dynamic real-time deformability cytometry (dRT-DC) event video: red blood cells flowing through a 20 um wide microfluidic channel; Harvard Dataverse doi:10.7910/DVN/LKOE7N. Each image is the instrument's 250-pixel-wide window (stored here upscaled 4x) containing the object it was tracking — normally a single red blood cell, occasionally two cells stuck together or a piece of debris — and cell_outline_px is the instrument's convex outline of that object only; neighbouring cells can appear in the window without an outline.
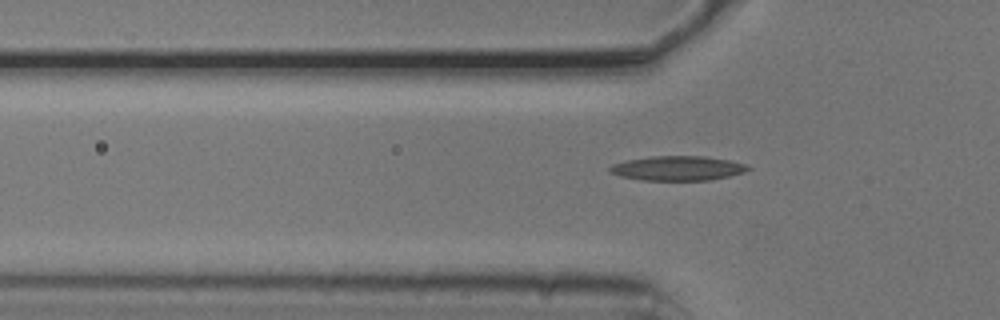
{"species": "common noctule bat (a hibernating species)", "species_latin": "Nyctalus noctula", "temperature_condition": "cold", "stored_images_in_passage": 6, "segment_of_instrument_passage": [2, 2], "camera_frame_rate_fps": 3000, "um_per_image_px": 0.085, "animal": {"sex": "male", "body_mass_g": 20.5, "forearm_length_mm": 52.5}, "frame": {"image": 1, "passage_image": 6, "time_ms": 1.667, "image_size_px": [1000, 320], "cell_outline_px": [[752, 168], [744, 172], [728, 176], [708, 180], [640, 180], [620, 176], [608, 172], [608, 168], [612, 164], [628, 160], [648, 156], [704, 156], [728, 160], [744, 164]], "centroid_in_image_um": [57.55, 14.3], "position_along_channel_um": 68.2, "area_um2": 19.71}}